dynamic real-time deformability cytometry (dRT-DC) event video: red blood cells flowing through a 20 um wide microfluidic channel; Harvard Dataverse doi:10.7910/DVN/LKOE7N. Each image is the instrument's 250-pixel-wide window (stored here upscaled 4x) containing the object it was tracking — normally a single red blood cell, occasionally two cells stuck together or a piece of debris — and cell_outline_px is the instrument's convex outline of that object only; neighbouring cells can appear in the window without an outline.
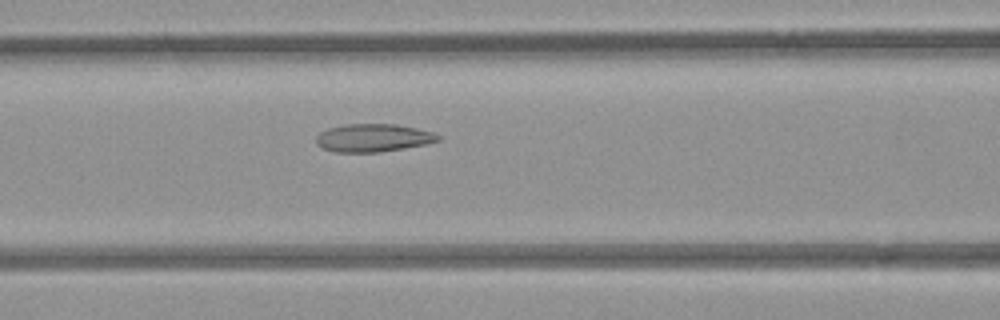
{"species": "common noctule bat (a hibernating species)", "species_latin": "Nyctalus noctula", "temperature_condition": "room temperature", "stored_images_in_passage": 41, "camera_frame_rate_fps": 3000, "um_per_image_px": 0.085, "animal": {"sex": "female", "body_mass_g": 21.9}, "frame": {"image": 1, "passage_image": 10, "time_ms": 3.0, "image_size_px": [1000, 320], "cell_outline_px": [[440, 140], [424, 144], [404, 148], [380, 152], [336, 152], [324, 148], [316, 144], [316, 136], [320, 132], [328, 128], [344, 124], [396, 124], [416, 128], [432, 132], [440, 136]], "centroid_in_image_um": [31.69, 11.71], "position_along_channel_um": 134.9, "area_um2": 19.77}}
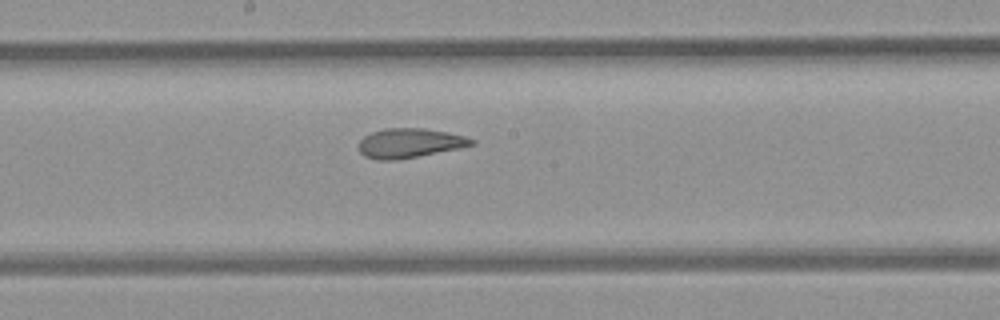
{"frame": {"image": 2, "passage_image": 16, "time_ms": 5.0, "image_size_px": [1000, 320], "cell_outline_px": [[476, 144], [460, 148], [396, 160], [380, 160], [364, 156], [360, 152], [360, 140], [364, 136], [372, 132], [384, 128], [424, 128], [448, 132], [464, 136], [476, 140]], "centroid_in_image_um": [34.84, 12.15], "position_along_channel_um": 213.4, "area_um2": 19.31}}
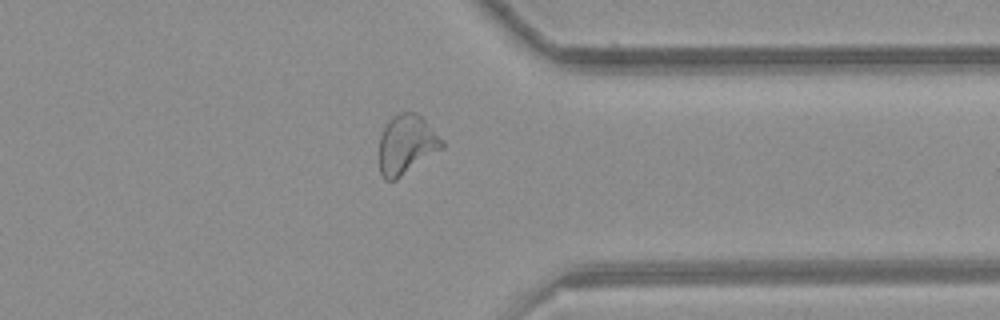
{"frame": {"image": 3, "passage_image": 29, "time_ms": 9.333, "image_size_px": [1000, 320], "cell_outline_px": [[444, 148], [396, 180], [384, 180], [380, 172], [380, 136], [388, 120], [392, 116], [400, 112], [416, 112], [444, 140]], "centroid_in_image_um": [34.56, 12.29], "position_along_channel_um": 376.8, "area_um2": 21.73}, "authors_computed_cell_mechanics": {"area_um2": 21.1548, "velocity_mm_per_s": 3.9187, "shape_relaxation_time_tau1_ms": null, "shape_relaxation_time_tau2_ms": 1.2681, "deformation_change_tau1": null, "deformation_change_tau2": 0.0828}}